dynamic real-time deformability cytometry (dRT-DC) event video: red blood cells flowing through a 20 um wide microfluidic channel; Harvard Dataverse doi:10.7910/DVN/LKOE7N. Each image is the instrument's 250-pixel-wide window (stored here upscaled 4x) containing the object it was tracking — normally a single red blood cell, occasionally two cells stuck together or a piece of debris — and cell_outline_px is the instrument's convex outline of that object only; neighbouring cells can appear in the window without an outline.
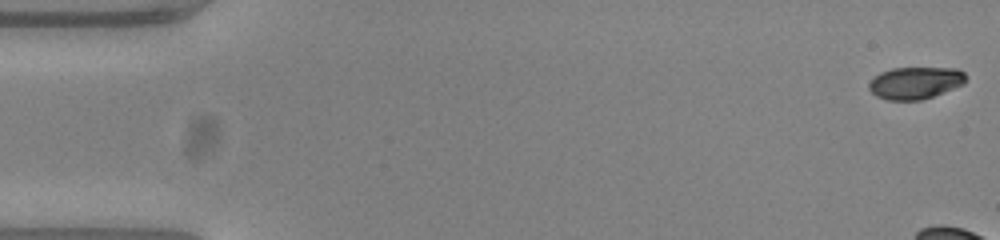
{"species": "common noctule bat (a hibernating species)", "species_latin": "Nyctalus noctula", "temperature_condition": "warm", "stored_images_in_passage": 11, "camera_frame_rate_fps": 3000, "um_per_image_px": 0.085, "animal": {"sex": "female", "body_mass_g": 23.0, "forearm_length_mm": 53.4}, "frame": {"image": 1, "passage_image": 1, "time_ms": 0.0, "image_size_px": [1000, 240], "cell_outline_px": [[964, 84], [932, 96], [920, 100], [888, 100], [876, 96], [868, 88], [868, 84], [880, 72], [892, 68], [960, 68], [964, 72]], "centroid_in_image_um": [77.78, 7.04], "position_along_channel_um": 7.2, "area_um2": 17.98}}